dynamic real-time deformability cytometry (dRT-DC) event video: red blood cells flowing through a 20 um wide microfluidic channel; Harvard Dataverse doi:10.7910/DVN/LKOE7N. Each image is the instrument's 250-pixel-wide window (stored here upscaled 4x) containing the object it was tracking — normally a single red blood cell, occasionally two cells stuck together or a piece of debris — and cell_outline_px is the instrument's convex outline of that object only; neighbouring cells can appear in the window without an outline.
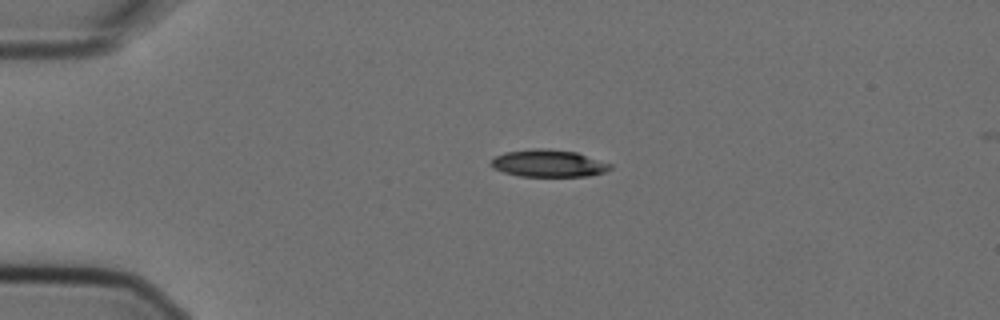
{"species": "Egyptian fruit bat (a non-hibernating species)", "species_latin": "Rousettus aegyptiacus", "temperature_condition": "cold", "stored_images_in_passage": 1, "camera_frame_rate_fps": 3000, "um_per_image_px": 0.085, "animal": {"sex": "female"}, "frame": {"image": 1, "passage_image": 1, "time_ms": 0.0, "image_size_px": [1000, 320], "cell_outline_px": [[612, 168], [608, 172], [588, 176], [520, 176], [504, 172], [492, 168], [488, 164], [496, 156], [504, 152], [532, 148], [544, 148], [576, 152], [612, 164]], "centroid_in_image_um": [46.62, 13.88], "position_along_channel_um": 38.4, "area_um2": 19.07}}